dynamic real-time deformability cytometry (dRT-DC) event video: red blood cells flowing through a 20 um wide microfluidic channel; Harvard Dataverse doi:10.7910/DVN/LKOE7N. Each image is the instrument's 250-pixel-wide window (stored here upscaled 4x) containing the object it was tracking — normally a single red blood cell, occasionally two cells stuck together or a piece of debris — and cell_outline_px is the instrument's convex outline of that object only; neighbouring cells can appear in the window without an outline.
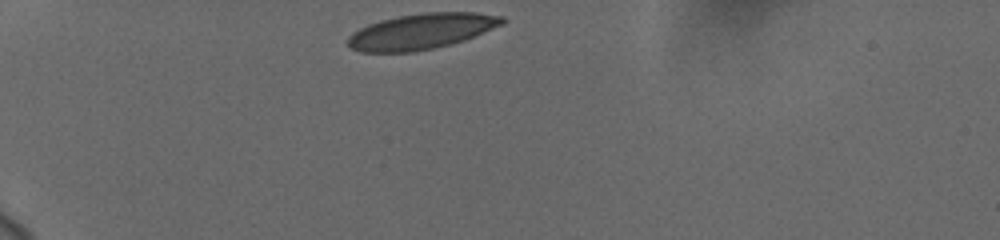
{"species": "human", "species_latin": "Homo sapiens", "temperature_condition": "cold", "stored_images_in_passage": 25, "camera_frame_rate_fps": 3000, "um_per_image_px": 0.085, "donor": {"sex": "female"}, "frame": {"image": 1, "passage_image": 1, "time_ms": 0.0, "image_size_px": [1000, 240], "cell_outline_px": [[504, 24], [464, 40], [432, 48], [412, 52], [360, 52], [352, 48], [348, 44], [348, 36], [352, 32], [368, 24], [380, 20], [400, 16], [424, 12], [476, 12], [504, 16]], "centroid_in_image_um": [35.82, 2.65], "position_along_channel_um": 49.2, "area_um2": 31.91}}
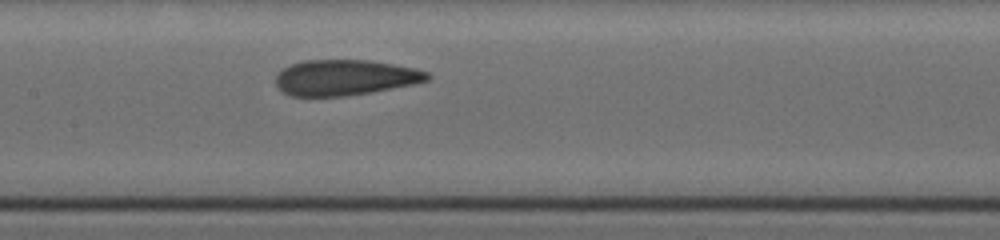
{"frame": {"image": 2, "passage_image": 15, "time_ms": 4.667, "image_size_px": [1000, 240], "cell_outline_px": [[432, 76], [428, 80], [416, 84], [372, 92], [348, 96], [288, 96], [276, 88], [276, 72], [292, 64], [304, 60], [372, 60], [416, 68], [428, 72]], "centroid_in_image_um": [29.33, 6.6], "position_along_channel_um": 178.1, "area_um2": 31.96}}
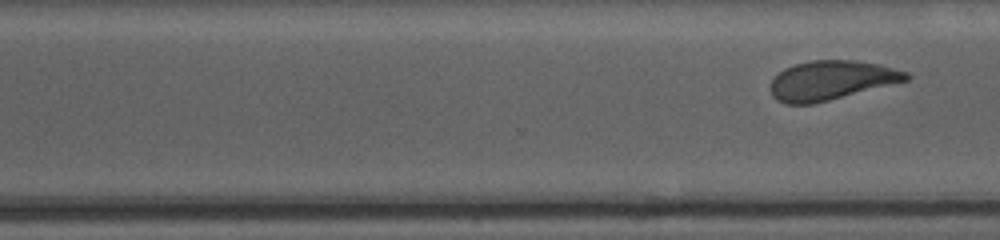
{"frame": {"image": 3, "passage_image": 25, "time_ms": 8.0, "image_size_px": [1000, 240], "cell_outline_px": [[912, 76], [908, 80], [812, 104], [784, 104], [776, 100], [772, 96], [772, 80], [784, 68], [796, 64], [812, 60], [856, 60], [880, 64], [908, 72]], "centroid_in_image_um": [70.67, 6.82], "position_along_channel_um": 299.9, "area_um2": 30.81}}